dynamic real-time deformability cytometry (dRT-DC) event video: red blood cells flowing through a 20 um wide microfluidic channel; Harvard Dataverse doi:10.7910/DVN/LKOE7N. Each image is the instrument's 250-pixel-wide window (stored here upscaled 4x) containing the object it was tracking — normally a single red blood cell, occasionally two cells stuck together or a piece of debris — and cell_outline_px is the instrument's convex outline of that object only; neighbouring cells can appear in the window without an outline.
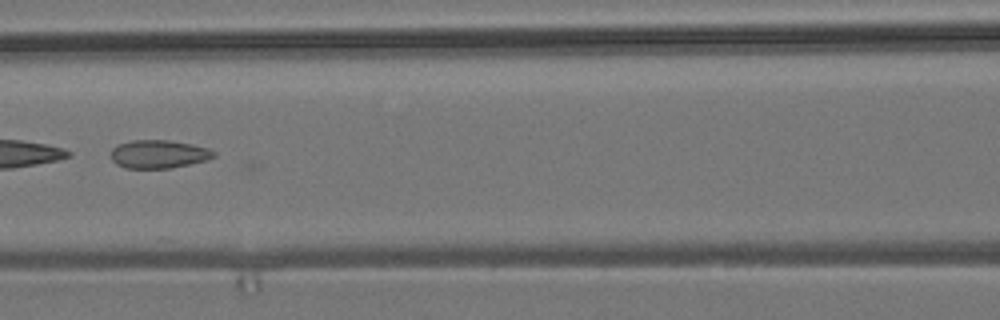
{"species": "common noctule bat (a hibernating species)", "species_latin": "Nyctalus noctula", "temperature_condition": "room temperature", "stored_images_in_passage": 11, "camera_frame_rate_fps": 3000, "um_per_image_px": 0.085, "animal": {"sex": "male", "body_mass_g": 19.2, "forearm_length_mm": 51.8}, "frame": {"image": 1, "passage_image": 9, "time_ms": 2.667, "image_size_px": [1000, 320], "cell_outline_px": [[216, 156], [208, 160], [172, 168], [124, 168], [116, 164], [112, 160], [112, 148], [116, 144], [132, 140], [168, 140], [192, 144], [208, 148], [216, 152]], "centroid_in_image_um": [13.5, 13.1], "position_along_channel_um": 153.1, "area_um2": 17.11}}
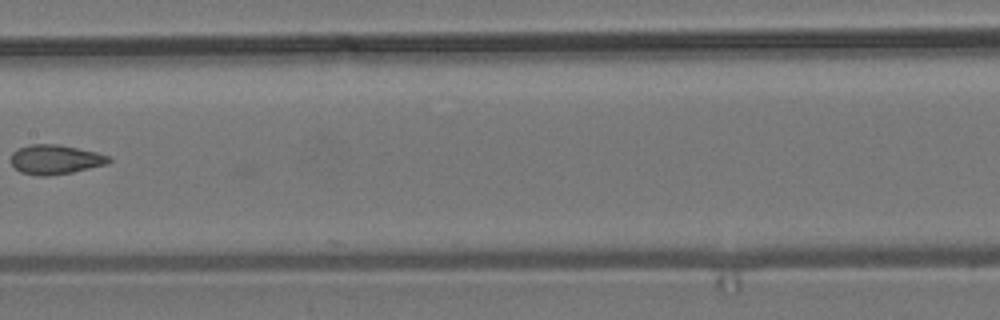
{"frame": {"image": 2, "passage_image": 10, "time_ms": 3.0, "image_size_px": [1000, 320], "cell_outline_px": [[112, 160], [108, 164], [72, 172], [48, 176], [36, 176], [20, 172], [12, 164], [12, 152], [20, 148], [32, 144], [60, 144], [96, 152], [112, 156]], "centroid_in_image_um": [4.75, 13.56], "position_along_channel_um": 202.7, "area_um2": 16.88}}
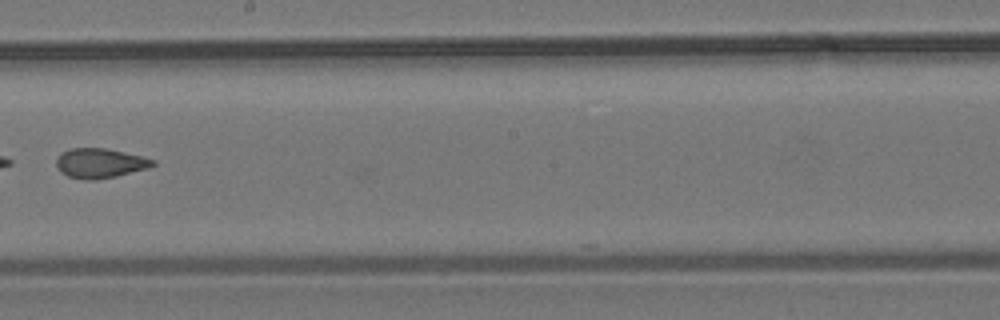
{"frame": {"image": 3, "passage_image": 11, "time_ms": 3.333, "image_size_px": [1000, 320], "cell_outline_px": [[156, 164], [148, 168], [116, 176], [96, 180], [84, 180], [68, 176], [60, 172], [56, 164], [56, 160], [60, 152], [72, 148], [104, 148], [140, 156], [156, 160]], "centroid_in_image_um": [8.47, 13.88], "position_along_channel_um": 239.7, "area_um2": 16.65}}